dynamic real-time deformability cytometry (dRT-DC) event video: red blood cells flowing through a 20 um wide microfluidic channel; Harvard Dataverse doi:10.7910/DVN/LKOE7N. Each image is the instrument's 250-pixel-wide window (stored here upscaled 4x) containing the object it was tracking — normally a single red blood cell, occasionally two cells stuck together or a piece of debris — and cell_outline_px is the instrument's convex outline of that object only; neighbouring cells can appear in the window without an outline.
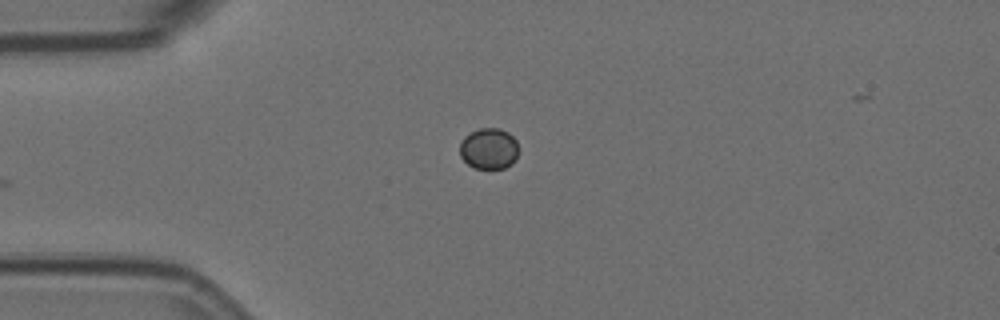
{"species": "Egyptian fruit bat (a non-hibernating species)", "species_latin": "Rousettus aegyptiacus", "temperature_condition": "room temperature", "stored_images_in_passage": 41, "camera_frame_rate_fps": 3000, "um_per_image_px": 0.085, "animal": {"sex": "female"}, "frame": {"image": 1, "passage_image": 1, "time_ms": 0.0, "image_size_px": [1000, 320], "cell_outline_px": [[520, 148], [512, 164], [504, 168], [472, 168], [460, 156], [460, 140], [464, 136], [480, 128], [500, 128], [508, 132], [516, 140]], "centroid_in_image_um": [41.56, 12.63], "position_along_channel_um": 43.4, "area_um2": 14.22}}
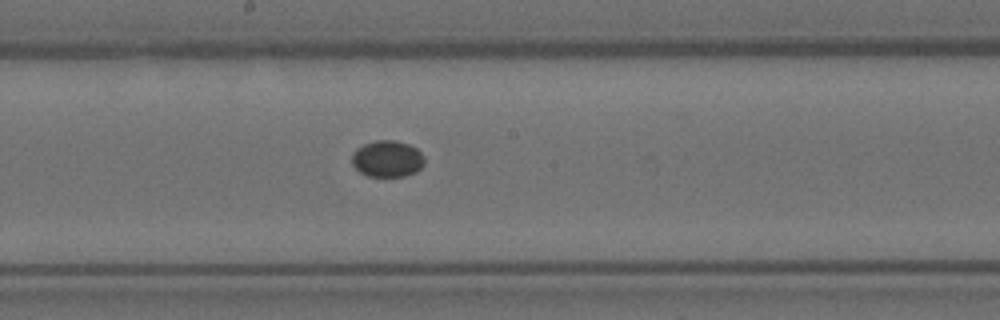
{"frame": {"image": 2, "passage_image": 17, "time_ms": 5.333, "image_size_px": [1000, 320], "cell_outline_px": [[424, 164], [416, 172], [404, 176], [368, 176], [360, 172], [352, 164], [352, 152], [356, 148], [364, 144], [376, 140], [392, 140], [408, 144], [416, 148], [424, 156]], "centroid_in_image_um": [32.91, 13.49], "position_along_channel_um": 215.3, "area_um2": 15.43}}
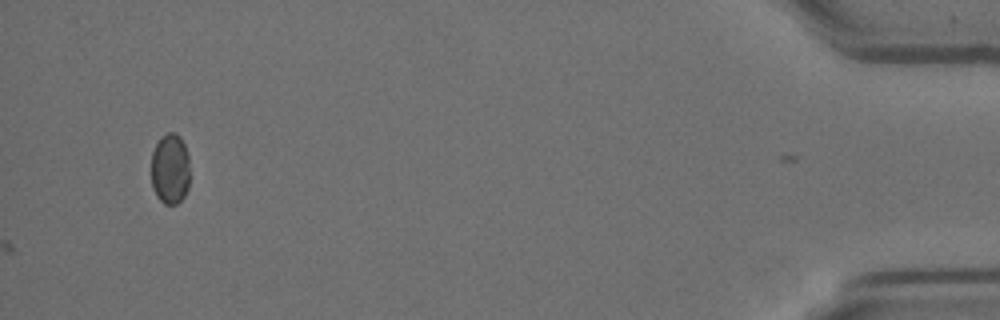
{"frame": {"image": 3, "passage_image": 41, "time_ms": 13.333, "image_size_px": [1000, 320], "cell_outline_px": [[188, 188], [184, 196], [176, 204], [164, 204], [156, 196], [152, 188], [152, 152], [160, 136], [168, 132], [176, 132], [180, 136], [188, 152]], "centroid_in_image_um": [14.45, 14.33], "position_along_channel_um": 420.7, "area_um2": 16.01}}